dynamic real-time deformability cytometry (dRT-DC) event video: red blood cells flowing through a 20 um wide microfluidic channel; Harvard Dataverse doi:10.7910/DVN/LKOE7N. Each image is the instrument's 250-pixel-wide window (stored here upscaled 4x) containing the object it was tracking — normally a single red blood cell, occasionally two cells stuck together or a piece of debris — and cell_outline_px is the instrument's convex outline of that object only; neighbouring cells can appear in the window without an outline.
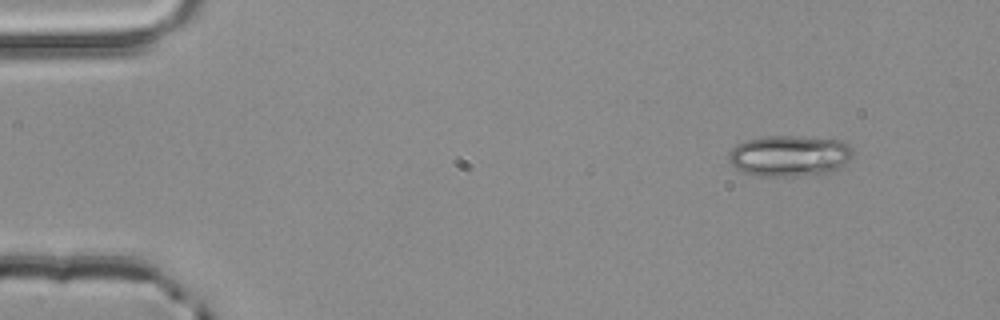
{"species": "common noctule bat (a hibernating species)", "species_latin": "Nyctalus noctula", "temperature_condition": "room temperature", "stored_images_in_passage": 3, "camera_frame_rate_fps": 3000, "um_per_image_px": 0.085, "animal": {"sex": "male", "body_mass_g": 20.4}, "frame": {"image": 1, "passage_image": 1, "time_ms": 0.0, "image_size_px": [1000, 320], "cell_outline_px": [[856, 152], [840, 168], [832, 172], [796, 176], [756, 176], [744, 172], [736, 168], [728, 160], [728, 156], [732, 148], [736, 144], [748, 140], [768, 136], [800, 136], [840, 140], [848, 144]], "centroid_in_image_um": [67.13, 13.25], "position_along_channel_um": 17.9, "area_um2": 29.88}}